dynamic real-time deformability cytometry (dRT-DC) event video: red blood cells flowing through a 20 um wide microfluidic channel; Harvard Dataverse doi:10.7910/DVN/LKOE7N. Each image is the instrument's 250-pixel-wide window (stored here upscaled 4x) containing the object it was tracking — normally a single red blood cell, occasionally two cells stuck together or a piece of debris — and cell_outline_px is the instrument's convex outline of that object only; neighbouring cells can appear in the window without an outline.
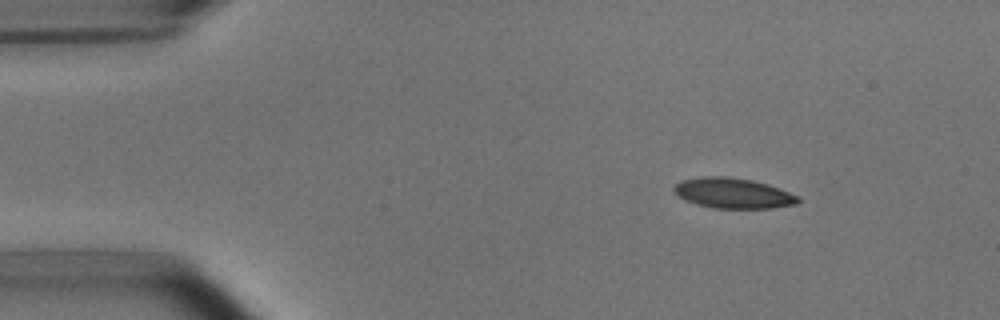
{"species": "common noctule bat (a hibernating species)", "species_latin": "Nyctalus noctula", "temperature_condition": "room temperature", "stored_images_in_passage": 47, "camera_frame_rate_fps": 3000, "um_per_image_px": 0.085, "animal": {"sex": "male", "body_mass_g": 15.6}, "frame": {"image": 1, "passage_image": 1, "time_ms": 0.0, "image_size_px": [1000, 320], "cell_outline_px": [[800, 200], [796, 204], [772, 208], [712, 208], [696, 204], [684, 200], [672, 188], [680, 180], [704, 176], [728, 176], [752, 180], [768, 184], [780, 188], [800, 196]], "centroid_in_image_um": [62.33, 16.41], "position_along_channel_um": 22.7, "area_um2": 22.08}}
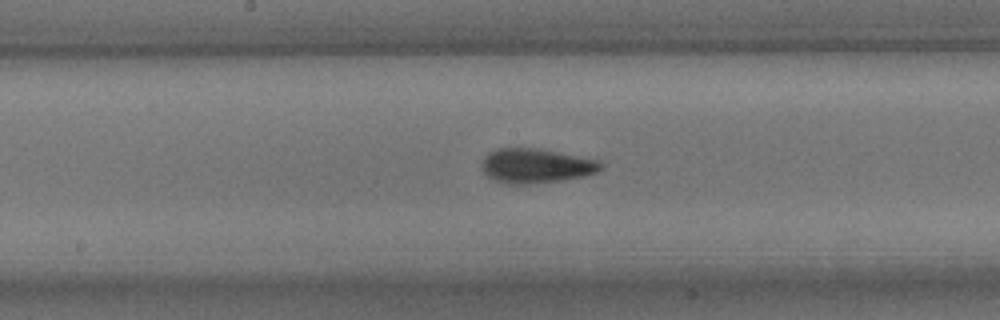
{"frame": {"image": 2, "passage_image": 21, "time_ms": 6.667, "image_size_px": [1000, 320], "cell_outline_px": [[604, 168], [596, 172], [584, 176], [560, 180], [528, 184], [508, 184], [492, 180], [484, 172], [484, 156], [488, 152], [496, 148], [532, 148], [600, 160], [604, 164]], "centroid_in_image_um": [45.57, 14.1], "position_along_channel_um": 202.6, "area_um2": 23.7}}
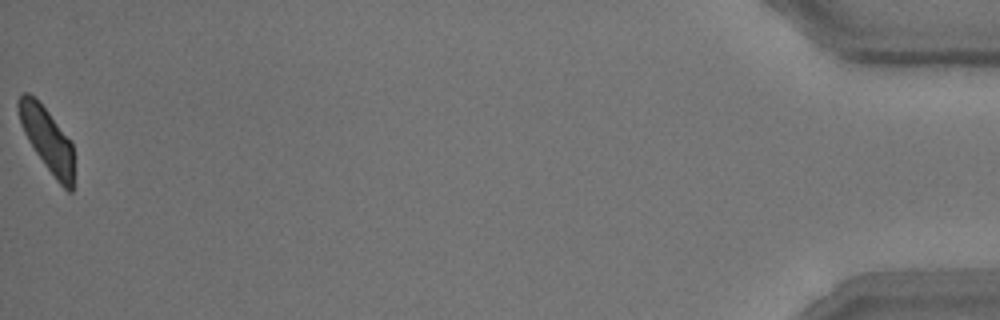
{"frame": {"image": 3, "passage_image": 47, "time_ms": 15.333, "image_size_px": [1000, 320], "cell_outline_px": [[72, 192], [68, 192], [56, 180], [44, 164], [28, 140], [20, 124], [16, 108], [16, 100], [24, 92], [28, 92], [48, 112], [72, 144]], "centroid_in_image_um": [3.95, 11.83], "position_along_channel_um": 431.3, "area_um2": 20.0}, "authors_computed_cell_mechanics": {"area_um2": 22.7154, "velocity_mm_per_s": 3.7567, "shape_relaxation_time_tau1_ms": 4.5598, "shape_relaxation_time_tau2_ms": 1.3541, "deformation_change_tau1": 0.152, "deformation_change_tau2": 0.0712}}